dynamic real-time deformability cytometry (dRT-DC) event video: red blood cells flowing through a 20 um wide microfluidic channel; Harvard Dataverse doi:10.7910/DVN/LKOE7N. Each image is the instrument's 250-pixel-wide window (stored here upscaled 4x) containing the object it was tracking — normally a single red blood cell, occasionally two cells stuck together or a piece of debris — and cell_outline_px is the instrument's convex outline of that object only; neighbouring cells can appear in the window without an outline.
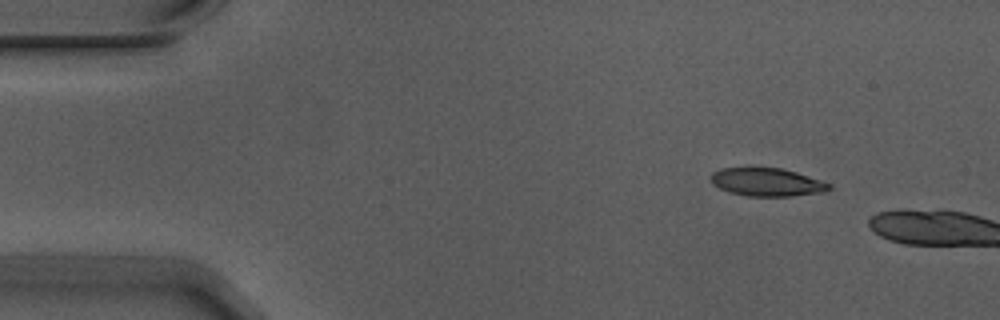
{"species": "Egyptian fruit bat (a non-hibernating species)", "species_latin": "Rousettus aegyptiacus", "temperature_condition": "warm", "stored_images_in_passage": 2, "camera_frame_rate_fps": 3000, "um_per_image_px": 0.085, "animal": {"sex": "male"}, "frame": {"image": 1, "passage_image": 1, "time_ms": 0.0, "image_size_px": [1000, 320], "cell_outline_px": [[832, 188], [824, 192], [792, 196], [748, 196], [728, 192], [712, 184], [708, 176], [712, 172], [720, 168], [780, 168], [796, 172], [832, 184]], "centroid_in_image_um": [65.16, 15.48], "position_along_channel_um": 19.8, "area_um2": 19.48}}